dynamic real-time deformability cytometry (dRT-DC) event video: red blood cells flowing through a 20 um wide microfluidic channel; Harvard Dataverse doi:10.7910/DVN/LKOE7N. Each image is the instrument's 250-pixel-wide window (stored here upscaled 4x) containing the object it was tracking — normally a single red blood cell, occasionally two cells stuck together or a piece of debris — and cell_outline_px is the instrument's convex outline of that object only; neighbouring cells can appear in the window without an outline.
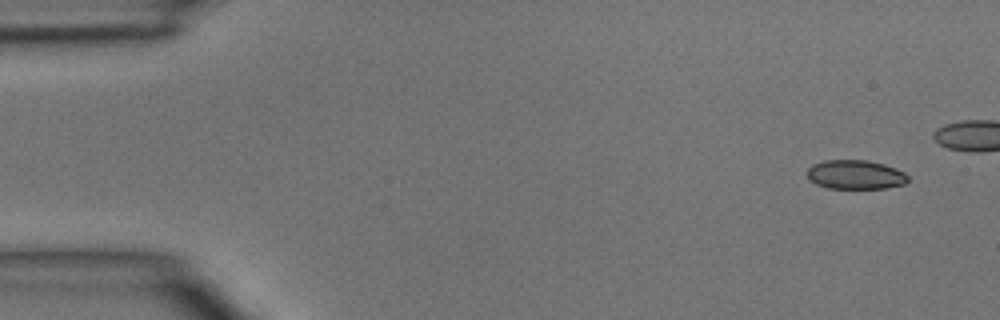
{"species": "common noctule bat (a hibernating species)", "species_latin": "Nyctalus noctula", "temperature_condition": "room temperature", "stored_images_in_passage": 7, "camera_frame_rate_fps": 3000, "um_per_image_px": 0.085, "animal": {"sex": "male", "body_mass_g": 15.6}, "frame": {"image": 1, "passage_image": 1, "time_ms": 0.0, "image_size_px": [1000, 320], "cell_outline_px": [[908, 180], [904, 184], [884, 188], [828, 188], [816, 184], [808, 180], [808, 168], [812, 164], [824, 160], [868, 160], [884, 164], [904, 172], [908, 176]], "centroid_in_image_um": [72.69, 14.84], "position_along_channel_um": 12.3, "area_um2": 17.11}}
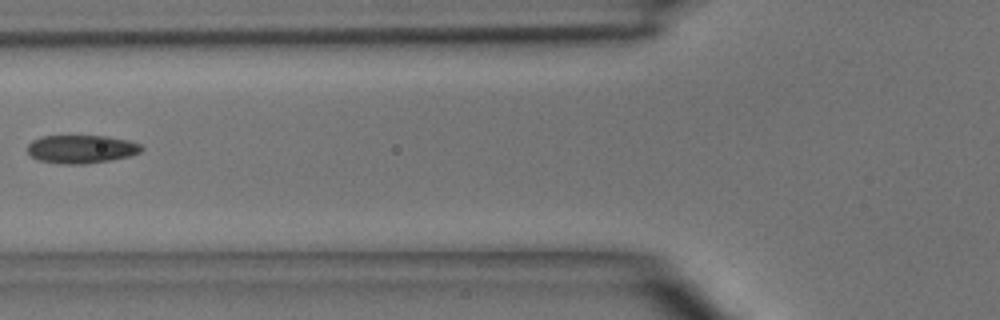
{"frame": {"image": 2, "passage_image": 6, "time_ms": 6.667, "image_size_px": [1000, 320], "cell_outline_px": [[144, 148], [140, 152], [128, 156], [112, 160], [84, 164], [64, 164], [36, 160], [28, 152], [28, 144], [32, 140], [44, 136], [108, 136], [128, 140], [140, 144]], "centroid_in_image_um": [6.92, 12.67], "position_along_channel_um": 118.9, "area_um2": 18.79}}